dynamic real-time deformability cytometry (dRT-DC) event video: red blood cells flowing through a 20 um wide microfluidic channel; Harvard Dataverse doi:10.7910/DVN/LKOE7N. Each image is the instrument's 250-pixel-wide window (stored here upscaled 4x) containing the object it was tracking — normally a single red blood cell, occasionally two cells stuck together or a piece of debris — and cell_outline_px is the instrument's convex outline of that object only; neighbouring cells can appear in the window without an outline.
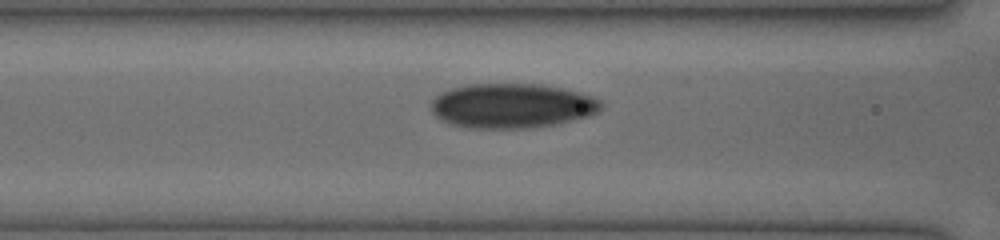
{"species": "human", "species_latin": "Homo sapiens", "temperature_condition": "cold", "stored_images_in_passage": 31, "camera_frame_rate_fps": 3000, "um_per_image_px": 0.085, "donor": {"sex": "female"}, "frame": {"image": 1, "passage_image": 10, "time_ms": 3.0, "image_size_px": [1000, 240], "cell_outline_px": [[600, 108], [596, 112], [588, 116], [552, 124], [524, 128], [468, 128], [452, 124], [436, 116], [432, 112], [432, 100], [440, 92], [448, 88], [468, 84], [540, 84], [564, 88], [580, 92], [592, 96], [600, 100]], "centroid_in_image_um": [43.47, 8.97], "position_along_channel_um": 123.1, "area_um2": 43.99}}
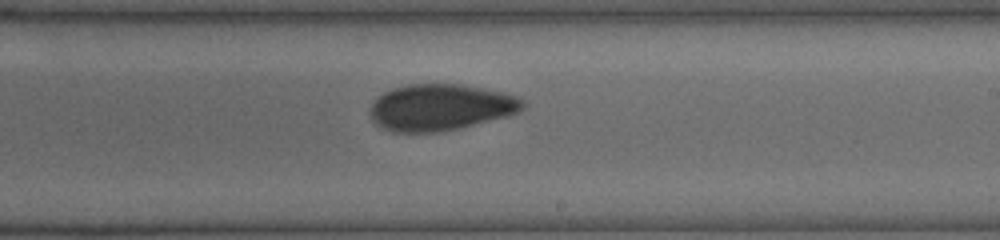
{"frame": {"image": 2, "passage_image": 19, "time_ms": 6.0, "image_size_px": [1000, 240], "cell_outline_px": [[528, 104], [520, 112], [508, 116], [440, 132], [392, 132], [376, 124], [372, 120], [372, 104], [376, 96], [392, 88], [408, 84], [460, 84], [504, 92], [516, 96], [524, 100]], "centroid_in_image_um": [37.47, 9.11], "position_along_channel_um": 251.5, "area_um2": 41.38}}
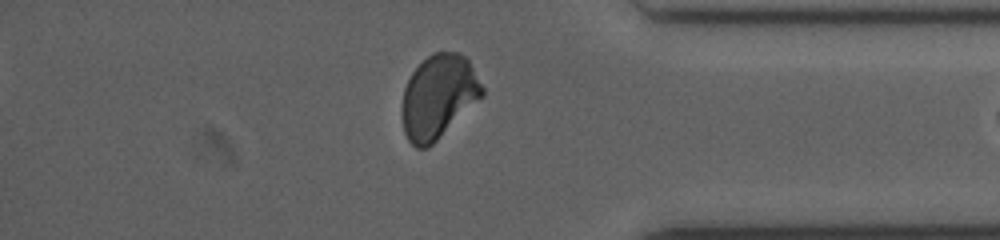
{"frame": {"image": 3, "passage_image": 30, "time_ms": 9.667, "image_size_px": [1000, 240], "cell_outline_px": [[484, 96], [428, 148], [416, 148], [408, 140], [404, 132], [400, 116], [400, 108], [404, 88], [412, 72], [432, 52], [456, 52], [464, 56], [468, 60], [484, 88]], "centroid_in_image_um": [37.24, 8.24], "position_along_channel_um": 398.0, "area_um2": 39.25}}